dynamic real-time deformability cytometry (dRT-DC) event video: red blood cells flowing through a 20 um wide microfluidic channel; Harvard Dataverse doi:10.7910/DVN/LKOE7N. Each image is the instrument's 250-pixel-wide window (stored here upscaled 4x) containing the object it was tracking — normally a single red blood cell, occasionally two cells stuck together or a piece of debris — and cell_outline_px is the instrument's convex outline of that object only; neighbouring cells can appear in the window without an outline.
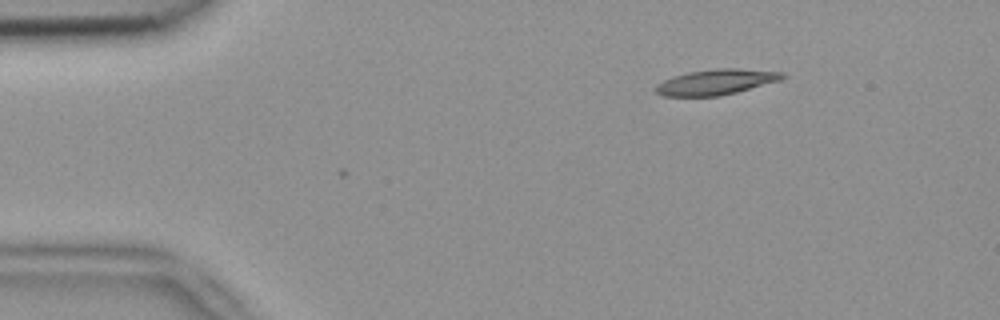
{"species": "common noctule bat (a hibernating species)", "species_latin": "Nyctalus noctula", "temperature_condition": "room temperature", "stored_images_in_passage": 2, "camera_frame_rate_fps": 3000, "um_per_image_px": 0.085, "animal": {"sex": "female", "body_mass_g": 18.4}, "frame": {"image": 1, "passage_image": 2, "time_ms": 0.333, "image_size_px": [1000, 320], "cell_outline_px": [[788, 76], [780, 80], [736, 92], [720, 96], [664, 96], [656, 92], [656, 84], [672, 76], [688, 72], [716, 68], [736, 68], [784, 72]], "centroid_in_image_um": [60.87, 6.96], "position_along_channel_um": 24.1, "area_um2": 18.79}}